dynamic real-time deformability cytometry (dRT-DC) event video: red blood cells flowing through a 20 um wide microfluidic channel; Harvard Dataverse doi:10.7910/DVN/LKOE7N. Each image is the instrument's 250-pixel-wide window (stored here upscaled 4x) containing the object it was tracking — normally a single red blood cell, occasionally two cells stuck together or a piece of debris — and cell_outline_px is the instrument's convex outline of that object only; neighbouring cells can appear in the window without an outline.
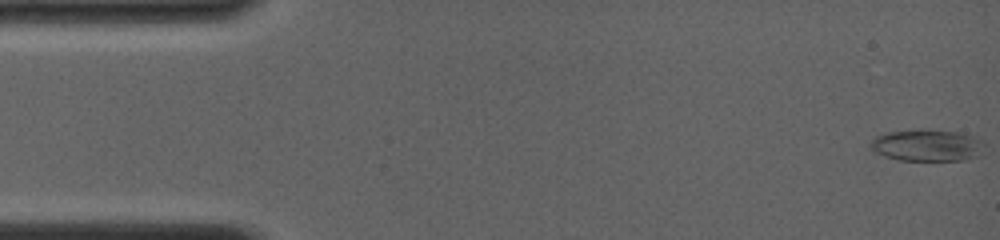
{"species": "common noctule bat (a hibernating species)", "species_latin": "Nyctalus noctula", "temperature_condition": "room temperature", "stored_images_in_passage": 16, "camera_frame_rate_fps": 4000, "um_per_image_px": 0.085, "animal": {"sex": "female", "body_mass_g": 19.0, "forearm_length_mm": 56.7}, "frame": {"image": 1, "passage_image": 1, "time_ms": 0.0, "image_size_px": [1000, 240], "cell_outline_px": [[984, 148], [976, 156], [964, 160], [896, 160], [884, 156], [876, 152], [872, 148], [872, 140], [876, 136], [888, 132], [920, 128], [956, 132], [972, 136], [980, 140], [984, 144]], "centroid_in_image_um": [78.79, 12.34], "position_along_channel_um": 6.2, "area_um2": 20.98}}